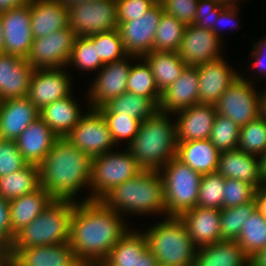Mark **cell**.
Wrapping results in <instances>:
<instances>
[{
	"mask_svg": "<svg viewBox=\"0 0 266 266\" xmlns=\"http://www.w3.org/2000/svg\"><path fill=\"white\" fill-rule=\"evenodd\" d=\"M124 215L101 201L74 202L68 244L83 266L106 259L113 246L128 232Z\"/></svg>",
	"mask_w": 266,
	"mask_h": 266,
	"instance_id": "obj_1",
	"label": "cell"
},
{
	"mask_svg": "<svg viewBox=\"0 0 266 266\" xmlns=\"http://www.w3.org/2000/svg\"><path fill=\"white\" fill-rule=\"evenodd\" d=\"M40 167V185L53 200H76L91 181L92 158L66 138H58ZM75 199V200H74Z\"/></svg>",
	"mask_w": 266,
	"mask_h": 266,
	"instance_id": "obj_2",
	"label": "cell"
},
{
	"mask_svg": "<svg viewBox=\"0 0 266 266\" xmlns=\"http://www.w3.org/2000/svg\"><path fill=\"white\" fill-rule=\"evenodd\" d=\"M170 117L157 111L141 122L135 138L125 147L143 170H160L176 156V123Z\"/></svg>",
	"mask_w": 266,
	"mask_h": 266,
	"instance_id": "obj_3",
	"label": "cell"
},
{
	"mask_svg": "<svg viewBox=\"0 0 266 266\" xmlns=\"http://www.w3.org/2000/svg\"><path fill=\"white\" fill-rule=\"evenodd\" d=\"M118 214H165L163 179L159 170H143L117 185L100 200ZM164 213V214H163Z\"/></svg>",
	"mask_w": 266,
	"mask_h": 266,
	"instance_id": "obj_4",
	"label": "cell"
},
{
	"mask_svg": "<svg viewBox=\"0 0 266 266\" xmlns=\"http://www.w3.org/2000/svg\"><path fill=\"white\" fill-rule=\"evenodd\" d=\"M74 202L52 200L27 226L15 234L8 249L68 243Z\"/></svg>",
	"mask_w": 266,
	"mask_h": 266,
	"instance_id": "obj_5",
	"label": "cell"
},
{
	"mask_svg": "<svg viewBox=\"0 0 266 266\" xmlns=\"http://www.w3.org/2000/svg\"><path fill=\"white\" fill-rule=\"evenodd\" d=\"M143 233L159 266H194L197 247L179 217L166 216Z\"/></svg>",
	"mask_w": 266,
	"mask_h": 266,
	"instance_id": "obj_6",
	"label": "cell"
},
{
	"mask_svg": "<svg viewBox=\"0 0 266 266\" xmlns=\"http://www.w3.org/2000/svg\"><path fill=\"white\" fill-rule=\"evenodd\" d=\"M163 179L165 215L179 217L196 207L202 175L176 156L159 170Z\"/></svg>",
	"mask_w": 266,
	"mask_h": 266,
	"instance_id": "obj_7",
	"label": "cell"
},
{
	"mask_svg": "<svg viewBox=\"0 0 266 266\" xmlns=\"http://www.w3.org/2000/svg\"><path fill=\"white\" fill-rule=\"evenodd\" d=\"M142 167L131 156L129 150L109 151L92 158L90 192L85 201H100L107 193L128 179L134 178Z\"/></svg>",
	"mask_w": 266,
	"mask_h": 266,
	"instance_id": "obj_8",
	"label": "cell"
},
{
	"mask_svg": "<svg viewBox=\"0 0 266 266\" xmlns=\"http://www.w3.org/2000/svg\"><path fill=\"white\" fill-rule=\"evenodd\" d=\"M69 27L76 37L118 29L116 0H93L68 8Z\"/></svg>",
	"mask_w": 266,
	"mask_h": 266,
	"instance_id": "obj_9",
	"label": "cell"
},
{
	"mask_svg": "<svg viewBox=\"0 0 266 266\" xmlns=\"http://www.w3.org/2000/svg\"><path fill=\"white\" fill-rule=\"evenodd\" d=\"M253 81L239 75L215 104L217 114L230 118L239 127L259 117V93Z\"/></svg>",
	"mask_w": 266,
	"mask_h": 266,
	"instance_id": "obj_10",
	"label": "cell"
},
{
	"mask_svg": "<svg viewBox=\"0 0 266 266\" xmlns=\"http://www.w3.org/2000/svg\"><path fill=\"white\" fill-rule=\"evenodd\" d=\"M75 38V33L68 26L48 36L33 39L26 60L34 69H65Z\"/></svg>",
	"mask_w": 266,
	"mask_h": 266,
	"instance_id": "obj_11",
	"label": "cell"
},
{
	"mask_svg": "<svg viewBox=\"0 0 266 266\" xmlns=\"http://www.w3.org/2000/svg\"><path fill=\"white\" fill-rule=\"evenodd\" d=\"M65 137L91 158L112 151L114 143L108 125L98 110L89 109Z\"/></svg>",
	"mask_w": 266,
	"mask_h": 266,
	"instance_id": "obj_12",
	"label": "cell"
},
{
	"mask_svg": "<svg viewBox=\"0 0 266 266\" xmlns=\"http://www.w3.org/2000/svg\"><path fill=\"white\" fill-rule=\"evenodd\" d=\"M128 58L136 60L139 57L128 55L119 61L105 64L100 69L89 88L88 109L98 110L127 91V79L132 67Z\"/></svg>",
	"mask_w": 266,
	"mask_h": 266,
	"instance_id": "obj_13",
	"label": "cell"
},
{
	"mask_svg": "<svg viewBox=\"0 0 266 266\" xmlns=\"http://www.w3.org/2000/svg\"><path fill=\"white\" fill-rule=\"evenodd\" d=\"M163 12L162 4L157 3L142 17L118 26L124 49L128 55L142 58L153 51L155 31Z\"/></svg>",
	"mask_w": 266,
	"mask_h": 266,
	"instance_id": "obj_14",
	"label": "cell"
},
{
	"mask_svg": "<svg viewBox=\"0 0 266 266\" xmlns=\"http://www.w3.org/2000/svg\"><path fill=\"white\" fill-rule=\"evenodd\" d=\"M30 0L27 4L1 12L4 53L23 58L29 55L33 42L30 26Z\"/></svg>",
	"mask_w": 266,
	"mask_h": 266,
	"instance_id": "obj_15",
	"label": "cell"
},
{
	"mask_svg": "<svg viewBox=\"0 0 266 266\" xmlns=\"http://www.w3.org/2000/svg\"><path fill=\"white\" fill-rule=\"evenodd\" d=\"M222 41L211 31L194 24L186 25L177 53L187 66H198L219 59Z\"/></svg>",
	"mask_w": 266,
	"mask_h": 266,
	"instance_id": "obj_16",
	"label": "cell"
},
{
	"mask_svg": "<svg viewBox=\"0 0 266 266\" xmlns=\"http://www.w3.org/2000/svg\"><path fill=\"white\" fill-rule=\"evenodd\" d=\"M60 69H35L32 73L28 98L41 111L45 106L72 93L69 74Z\"/></svg>",
	"mask_w": 266,
	"mask_h": 266,
	"instance_id": "obj_17",
	"label": "cell"
},
{
	"mask_svg": "<svg viewBox=\"0 0 266 266\" xmlns=\"http://www.w3.org/2000/svg\"><path fill=\"white\" fill-rule=\"evenodd\" d=\"M14 266H83L68 243L8 249Z\"/></svg>",
	"mask_w": 266,
	"mask_h": 266,
	"instance_id": "obj_18",
	"label": "cell"
},
{
	"mask_svg": "<svg viewBox=\"0 0 266 266\" xmlns=\"http://www.w3.org/2000/svg\"><path fill=\"white\" fill-rule=\"evenodd\" d=\"M34 70L26 58L0 54V101L27 97Z\"/></svg>",
	"mask_w": 266,
	"mask_h": 266,
	"instance_id": "obj_19",
	"label": "cell"
},
{
	"mask_svg": "<svg viewBox=\"0 0 266 266\" xmlns=\"http://www.w3.org/2000/svg\"><path fill=\"white\" fill-rule=\"evenodd\" d=\"M199 104V72L187 66L181 76L161 92L158 109L171 115Z\"/></svg>",
	"mask_w": 266,
	"mask_h": 266,
	"instance_id": "obj_20",
	"label": "cell"
},
{
	"mask_svg": "<svg viewBox=\"0 0 266 266\" xmlns=\"http://www.w3.org/2000/svg\"><path fill=\"white\" fill-rule=\"evenodd\" d=\"M199 72V103L215 105L239 73L223 57L195 66Z\"/></svg>",
	"mask_w": 266,
	"mask_h": 266,
	"instance_id": "obj_21",
	"label": "cell"
},
{
	"mask_svg": "<svg viewBox=\"0 0 266 266\" xmlns=\"http://www.w3.org/2000/svg\"><path fill=\"white\" fill-rule=\"evenodd\" d=\"M176 118L177 142L209 139L217 116L215 105L195 104L181 110Z\"/></svg>",
	"mask_w": 266,
	"mask_h": 266,
	"instance_id": "obj_22",
	"label": "cell"
},
{
	"mask_svg": "<svg viewBox=\"0 0 266 266\" xmlns=\"http://www.w3.org/2000/svg\"><path fill=\"white\" fill-rule=\"evenodd\" d=\"M40 111L28 97L0 101V133L3 140L16 141Z\"/></svg>",
	"mask_w": 266,
	"mask_h": 266,
	"instance_id": "obj_23",
	"label": "cell"
},
{
	"mask_svg": "<svg viewBox=\"0 0 266 266\" xmlns=\"http://www.w3.org/2000/svg\"><path fill=\"white\" fill-rule=\"evenodd\" d=\"M179 218L197 248L221 241L220 209L196 206Z\"/></svg>",
	"mask_w": 266,
	"mask_h": 266,
	"instance_id": "obj_24",
	"label": "cell"
},
{
	"mask_svg": "<svg viewBox=\"0 0 266 266\" xmlns=\"http://www.w3.org/2000/svg\"><path fill=\"white\" fill-rule=\"evenodd\" d=\"M58 138L44 120L38 117L15 142L24 160L28 164L39 166Z\"/></svg>",
	"mask_w": 266,
	"mask_h": 266,
	"instance_id": "obj_25",
	"label": "cell"
},
{
	"mask_svg": "<svg viewBox=\"0 0 266 266\" xmlns=\"http://www.w3.org/2000/svg\"><path fill=\"white\" fill-rule=\"evenodd\" d=\"M217 173L224 178L245 181L256 189L264 184L259 158L239 149L219 153Z\"/></svg>",
	"mask_w": 266,
	"mask_h": 266,
	"instance_id": "obj_26",
	"label": "cell"
},
{
	"mask_svg": "<svg viewBox=\"0 0 266 266\" xmlns=\"http://www.w3.org/2000/svg\"><path fill=\"white\" fill-rule=\"evenodd\" d=\"M30 12L34 39L69 26L68 8L57 0H30Z\"/></svg>",
	"mask_w": 266,
	"mask_h": 266,
	"instance_id": "obj_27",
	"label": "cell"
},
{
	"mask_svg": "<svg viewBox=\"0 0 266 266\" xmlns=\"http://www.w3.org/2000/svg\"><path fill=\"white\" fill-rule=\"evenodd\" d=\"M72 94L50 103L40 111V117L59 137L65 138L84 115Z\"/></svg>",
	"mask_w": 266,
	"mask_h": 266,
	"instance_id": "obj_28",
	"label": "cell"
},
{
	"mask_svg": "<svg viewBox=\"0 0 266 266\" xmlns=\"http://www.w3.org/2000/svg\"><path fill=\"white\" fill-rule=\"evenodd\" d=\"M249 257L235 240H221L197 248L194 266H248Z\"/></svg>",
	"mask_w": 266,
	"mask_h": 266,
	"instance_id": "obj_29",
	"label": "cell"
},
{
	"mask_svg": "<svg viewBox=\"0 0 266 266\" xmlns=\"http://www.w3.org/2000/svg\"><path fill=\"white\" fill-rule=\"evenodd\" d=\"M219 153L209 139L177 142L176 157L201 175L216 172Z\"/></svg>",
	"mask_w": 266,
	"mask_h": 266,
	"instance_id": "obj_30",
	"label": "cell"
},
{
	"mask_svg": "<svg viewBox=\"0 0 266 266\" xmlns=\"http://www.w3.org/2000/svg\"><path fill=\"white\" fill-rule=\"evenodd\" d=\"M53 199L42 188L9 200L11 231L15 235L36 218Z\"/></svg>",
	"mask_w": 266,
	"mask_h": 266,
	"instance_id": "obj_31",
	"label": "cell"
},
{
	"mask_svg": "<svg viewBox=\"0 0 266 266\" xmlns=\"http://www.w3.org/2000/svg\"><path fill=\"white\" fill-rule=\"evenodd\" d=\"M142 59L151 67L160 92L175 82L187 67L177 52L152 51L144 55Z\"/></svg>",
	"mask_w": 266,
	"mask_h": 266,
	"instance_id": "obj_32",
	"label": "cell"
},
{
	"mask_svg": "<svg viewBox=\"0 0 266 266\" xmlns=\"http://www.w3.org/2000/svg\"><path fill=\"white\" fill-rule=\"evenodd\" d=\"M40 167L27 164L24 168L0 177V196L12 200L40 188Z\"/></svg>",
	"mask_w": 266,
	"mask_h": 266,
	"instance_id": "obj_33",
	"label": "cell"
},
{
	"mask_svg": "<svg viewBox=\"0 0 266 266\" xmlns=\"http://www.w3.org/2000/svg\"><path fill=\"white\" fill-rule=\"evenodd\" d=\"M98 111L100 113L128 115L145 121L152 117L159 109L149 97H142L126 91L120 96L112 99L104 107L99 108Z\"/></svg>",
	"mask_w": 266,
	"mask_h": 266,
	"instance_id": "obj_34",
	"label": "cell"
},
{
	"mask_svg": "<svg viewBox=\"0 0 266 266\" xmlns=\"http://www.w3.org/2000/svg\"><path fill=\"white\" fill-rule=\"evenodd\" d=\"M147 247L144 233L129 229L110 250L107 259L116 266H138L139 255Z\"/></svg>",
	"mask_w": 266,
	"mask_h": 266,
	"instance_id": "obj_35",
	"label": "cell"
},
{
	"mask_svg": "<svg viewBox=\"0 0 266 266\" xmlns=\"http://www.w3.org/2000/svg\"><path fill=\"white\" fill-rule=\"evenodd\" d=\"M139 64H133L127 79V91L142 97H149L157 106L159 105L161 92L157 88L154 75L148 63L138 58ZM140 60L141 63H140Z\"/></svg>",
	"mask_w": 266,
	"mask_h": 266,
	"instance_id": "obj_36",
	"label": "cell"
},
{
	"mask_svg": "<svg viewBox=\"0 0 266 266\" xmlns=\"http://www.w3.org/2000/svg\"><path fill=\"white\" fill-rule=\"evenodd\" d=\"M236 241L248 257L265 248L266 217L256 209L244 222Z\"/></svg>",
	"mask_w": 266,
	"mask_h": 266,
	"instance_id": "obj_37",
	"label": "cell"
},
{
	"mask_svg": "<svg viewBox=\"0 0 266 266\" xmlns=\"http://www.w3.org/2000/svg\"><path fill=\"white\" fill-rule=\"evenodd\" d=\"M185 28L184 23L164 11L155 31L153 51L176 52Z\"/></svg>",
	"mask_w": 266,
	"mask_h": 266,
	"instance_id": "obj_38",
	"label": "cell"
},
{
	"mask_svg": "<svg viewBox=\"0 0 266 266\" xmlns=\"http://www.w3.org/2000/svg\"><path fill=\"white\" fill-rule=\"evenodd\" d=\"M256 210L255 200L236 207L220 209L221 240H237L244 222Z\"/></svg>",
	"mask_w": 266,
	"mask_h": 266,
	"instance_id": "obj_39",
	"label": "cell"
},
{
	"mask_svg": "<svg viewBox=\"0 0 266 266\" xmlns=\"http://www.w3.org/2000/svg\"><path fill=\"white\" fill-rule=\"evenodd\" d=\"M237 149L258 158L266 151V121L262 118L240 127Z\"/></svg>",
	"mask_w": 266,
	"mask_h": 266,
	"instance_id": "obj_40",
	"label": "cell"
},
{
	"mask_svg": "<svg viewBox=\"0 0 266 266\" xmlns=\"http://www.w3.org/2000/svg\"><path fill=\"white\" fill-rule=\"evenodd\" d=\"M96 41L91 37H76L68 65H74L83 71H98L104 65L97 57Z\"/></svg>",
	"mask_w": 266,
	"mask_h": 266,
	"instance_id": "obj_41",
	"label": "cell"
},
{
	"mask_svg": "<svg viewBox=\"0 0 266 266\" xmlns=\"http://www.w3.org/2000/svg\"><path fill=\"white\" fill-rule=\"evenodd\" d=\"M224 185L225 178L217 172L202 175L196 206L222 209Z\"/></svg>",
	"mask_w": 266,
	"mask_h": 266,
	"instance_id": "obj_42",
	"label": "cell"
},
{
	"mask_svg": "<svg viewBox=\"0 0 266 266\" xmlns=\"http://www.w3.org/2000/svg\"><path fill=\"white\" fill-rule=\"evenodd\" d=\"M240 127L230 118L217 114L210 135V142L221 152L238 147Z\"/></svg>",
	"mask_w": 266,
	"mask_h": 266,
	"instance_id": "obj_43",
	"label": "cell"
},
{
	"mask_svg": "<svg viewBox=\"0 0 266 266\" xmlns=\"http://www.w3.org/2000/svg\"><path fill=\"white\" fill-rule=\"evenodd\" d=\"M91 37L96 41L97 57L100 58L103 65L119 61L128 56L118 29L100 32L91 35Z\"/></svg>",
	"mask_w": 266,
	"mask_h": 266,
	"instance_id": "obj_44",
	"label": "cell"
},
{
	"mask_svg": "<svg viewBox=\"0 0 266 266\" xmlns=\"http://www.w3.org/2000/svg\"><path fill=\"white\" fill-rule=\"evenodd\" d=\"M111 132L114 143L120 145L122 139L128 144L135 138L141 124V120L128 115L116 113H101Z\"/></svg>",
	"mask_w": 266,
	"mask_h": 266,
	"instance_id": "obj_45",
	"label": "cell"
},
{
	"mask_svg": "<svg viewBox=\"0 0 266 266\" xmlns=\"http://www.w3.org/2000/svg\"><path fill=\"white\" fill-rule=\"evenodd\" d=\"M223 208L236 207L254 200L256 188L237 179L225 178Z\"/></svg>",
	"mask_w": 266,
	"mask_h": 266,
	"instance_id": "obj_46",
	"label": "cell"
},
{
	"mask_svg": "<svg viewBox=\"0 0 266 266\" xmlns=\"http://www.w3.org/2000/svg\"><path fill=\"white\" fill-rule=\"evenodd\" d=\"M27 164L15 141L4 140L0 144V177L19 171Z\"/></svg>",
	"mask_w": 266,
	"mask_h": 266,
	"instance_id": "obj_47",
	"label": "cell"
},
{
	"mask_svg": "<svg viewBox=\"0 0 266 266\" xmlns=\"http://www.w3.org/2000/svg\"><path fill=\"white\" fill-rule=\"evenodd\" d=\"M117 22L135 21L149 11L155 3L151 0H116Z\"/></svg>",
	"mask_w": 266,
	"mask_h": 266,
	"instance_id": "obj_48",
	"label": "cell"
},
{
	"mask_svg": "<svg viewBox=\"0 0 266 266\" xmlns=\"http://www.w3.org/2000/svg\"><path fill=\"white\" fill-rule=\"evenodd\" d=\"M164 11L177 18L185 25H191L194 22L198 0H163Z\"/></svg>",
	"mask_w": 266,
	"mask_h": 266,
	"instance_id": "obj_49",
	"label": "cell"
},
{
	"mask_svg": "<svg viewBox=\"0 0 266 266\" xmlns=\"http://www.w3.org/2000/svg\"><path fill=\"white\" fill-rule=\"evenodd\" d=\"M223 8L213 0H198L193 24L206 30H212Z\"/></svg>",
	"mask_w": 266,
	"mask_h": 266,
	"instance_id": "obj_50",
	"label": "cell"
},
{
	"mask_svg": "<svg viewBox=\"0 0 266 266\" xmlns=\"http://www.w3.org/2000/svg\"><path fill=\"white\" fill-rule=\"evenodd\" d=\"M14 237L11 231L9 201L0 196V245L9 248Z\"/></svg>",
	"mask_w": 266,
	"mask_h": 266,
	"instance_id": "obj_51",
	"label": "cell"
},
{
	"mask_svg": "<svg viewBox=\"0 0 266 266\" xmlns=\"http://www.w3.org/2000/svg\"><path fill=\"white\" fill-rule=\"evenodd\" d=\"M238 7H224L219 15H218V19L215 22V25L212 28V32L220 39V32H222L219 26H221L222 24L225 26L226 24L228 26H230V23L233 21L235 23V19L237 18V14H239L238 12ZM232 22V24H233ZM226 25V26H227ZM232 26V25H231ZM235 28L238 26V23L236 22L233 25ZM219 27V28H218ZM222 27V26H221Z\"/></svg>",
	"mask_w": 266,
	"mask_h": 266,
	"instance_id": "obj_52",
	"label": "cell"
},
{
	"mask_svg": "<svg viewBox=\"0 0 266 266\" xmlns=\"http://www.w3.org/2000/svg\"><path fill=\"white\" fill-rule=\"evenodd\" d=\"M254 200L256 202V209L266 217V183L256 189L254 194Z\"/></svg>",
	"mask_w": 266,
	"mask_h": 266,
	"instance_id": "obj_53",
	"label": "cell"
},
{
	"mask_svg": "<svg viewBox=\"0 0 266 266\" xmlns=\"http://www.w3.org/2000/svg\"><path fill=\"white\" fill-rule=\"evenodd\" d=\"M138 266H159L156 256L148 247L139 255Z\"/></svg>",
	"mask_w": 266,
	"mask_h": 266,
	"instance_id": "obj_54",
	"label": "cell"
},
{
	"mask_svg": "<svg viewBox=\"0 0 266 266\" xmlns=\"http://www.w3.org/2000/svg\"><path fill=\"white\" fill-rule=\"evenodd\" d=\"M248 266H266V247L249 256Z\"/></svg>",
	"mask_w": 266,
	"mask_h": 266,
	"instance_id": "obj_55",
	"label": "cell"
},
{
	"mask_svg": "<svg viewBox=\"0 0 266 266\" xmlns=\"http://www.w3.org/2000/svg\"><path fill=\"white\" fill-rule=\"evenodd\" d=\"M251 57L254 61L250 65L256 68L259 73L266 75V54H252Z\"/></svg>",
	"mask_w": 266,
	"mask_h": 266,
	"instance_id": "obj_56",
	"label": "cell"
},
{
	"mask_svg": "<svg viewBox=\"0 0 266 266\" xmlns=\"http://www.w3.org/2000/svg\"><path fill=\"white\" fill-rule=\"evenodd\" d=\"M29 0H0V12L27 4Z\"/></svg>",
	"mask_w": 266,
	"mask_h": 266,
	"instance_id": "obj_57",
	"label": "cell"
},
{
	"mask_svg": "<svg viewBox=\"0 0 266 266\" xmlns=\"http://www.w3.org/2000/svg\"><path fill=\"white\" fill-rule=\"evenodd\" d=\"M259 118L266 121V89L259 92Z\"/></svg>",
	"mask_w": 266,
	"mask_h": 266,
	"instance_id": "obj_58",
	"label": "cell"
},
{
	"mask_svg": "<svg viewBox=\"0 0 266 266\" xmlns=\"http://www.w3.org/2000/svg\"><path fill=\"white\" fill-rule=\"evenodd\" d=\"M251 54H266V38H262L257 41V43L253 46Z\"/></svg>",
	"mask_w": 266,
	"mask_h": 266,
	"instance_id": "obj_59",
	"label": "cell"
},
{
	"mask_svg": "<svg viewBox=\"0 0 266 266\" xmlns=\"http://www.w3.org/2000/svg\"><path fill=\"white\" fill-rule=\"evenodd\" d=\"M10 261L8 247L0 245V266H5Z\"/></svg>",
	"mask_w": 266,
	"mask_h": 266,
	"instance_id": "obj_60",
	"label": "cell"
},
{
	"mask_svg": "<svg viewBox=\"0 0 266 266\" xmlns=\"http://www.w3.org/2000/svg\"><path fill=\"white\" fill-rule=\"evenodd\" d=\"M260 175L266 180V151L259 157Z\"/></svg>",
	"mask_w": 266,
	"mask_h": 266,
	"instance_id": "obj_61",
	"label": "cell"
},
{
	"mask_svg": "<svg viewBox=\"0 0 266 266\" xmlns=\"http://www.w3.org/2000/svg\"><path fill=\"white\" fill-rule=\"evenodd\" d=\"M213 1L222 7H237L236 3L237 2L239 3V0H213Z\"/></svg>",
	"mask_w": 266,
	"mask_h": 266,
	"instance_id": "obj_62",
	"label": "cell"
},
{
	"mask_svg": "<svg viewBox=\"0 0 266 266\" xmlns=\"http://www.w3.org/2000/svg\"><path fill=\"white\" fill-rule=\"evenodd\" d=\"M59 1L62 5H65L67 8L71 7L72 5L78 4V3H83V2H91L93 0H57Z\"/></svg>",
	"mask_w": 266,
	"mask_h": 266,
	"instance_id": "obj_63",
	"label": "cell"
},
{
	"mask_svg": "<svg viewBox=\"0 0 266 266\" xmlns=\"http://www.w3.org/2000/svg\"><path fill=\"white\" fill-rule=\"evenodd\" d=\"M3 30L1 23V12H0V54L4 53V39H3Z\"/></svg>",
	"mask_w": 266,
	"mask_h": 266,
	"instance_id": "obj_64",
	"label": "cell"
},
{
	"mask_svg": "<svg viewBox=\"0 0 266 266\" xmlns=\"http://www.w3.org/2000/svg\"><path fill=\"white\" fill-rule=\"evenodd\" d=\"M94 266H116L113 263H111L107 258L100 260L97 262Z\"/></svg>",
	"mask_w": 266,
	"mask_h": 266,
	"instance_id": "obj_65",
	"label": "cell"
},
{
	"mask_svg": "<svg viewBox=\"0 0 266 266\" xmlns=\"http://www.w3.org/2000/svg\"><path fill=\"white\" fill-rule=\"evenodd\" d=\"M151 1H153L155 4H157V3H162L163 0H151Z\"/></svg>",
	"mask_w": 266,
	"mask_h": 266,
	"instance_id": "obj_66",
	"label": "cell"
},
{
	"mask_svg": "<svg viewBox=\"0 0 266 266\" xmlns=\"http://www.w3.org/2000/svg\"><path fill=\"white\" fill-rule=\"evenodd\" d=\"M5 266H14L10 261Z\"/></svg>",
	"mask_w": 266,
	"mask_h": 266,
	"instance_id": "obj_67",
	"label": "cell"
},
{
	"mask_svg": "<svg viewBox=\"0 0 266 266\" xmlns=\"http://www.w3.org/2000/svg\"><path fill=\"white\" fill-rule=\"evenodd\" d=\"M3 141H4V140H3L2 135H1V133H0V144H1Z\"/></svg>",
	"mask_w": 266,
	"mask_h": 266,
	"instance_id": "obj_68",
	"label": "cell"
}]
</instances>
